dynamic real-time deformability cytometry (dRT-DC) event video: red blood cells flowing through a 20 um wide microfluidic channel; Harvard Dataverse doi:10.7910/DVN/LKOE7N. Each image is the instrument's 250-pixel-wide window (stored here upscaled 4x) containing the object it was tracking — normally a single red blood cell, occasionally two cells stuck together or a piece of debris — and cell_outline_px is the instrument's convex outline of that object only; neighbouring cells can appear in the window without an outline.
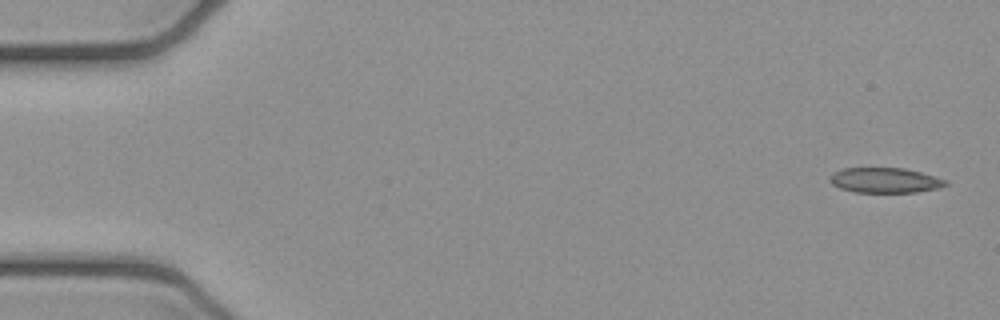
{"species": "common noctule bat (a hibernating species)", "species_latin": "Nyctalus noctula", "temperature_condition": "cold", "stored_images_in_passage": 5, "segment_of_instrument_passage": [2, 2], "camera_frame_rate_fps": 3000, "um_per_image_px": 0.085, "animal": {"sex": "female", "body_mass_g": 21.9}, "frame": {"image": 1, "passage_image": 5, "time_ms": 1.333, "image_size_px": [1000, 320], "cell_outline_px": [[948, 184], [936, 188], [916, 192], [856, 192], [840, 188], [832, 184], [828, 180], [828, 176], [832, 172], [844, 168], [904, 168], [936, 176], [948, 180]], "centroid_in_image_um": [75.19, 15.31], "position_along_channel_um": 9.8, "area_um2": 16.99}}